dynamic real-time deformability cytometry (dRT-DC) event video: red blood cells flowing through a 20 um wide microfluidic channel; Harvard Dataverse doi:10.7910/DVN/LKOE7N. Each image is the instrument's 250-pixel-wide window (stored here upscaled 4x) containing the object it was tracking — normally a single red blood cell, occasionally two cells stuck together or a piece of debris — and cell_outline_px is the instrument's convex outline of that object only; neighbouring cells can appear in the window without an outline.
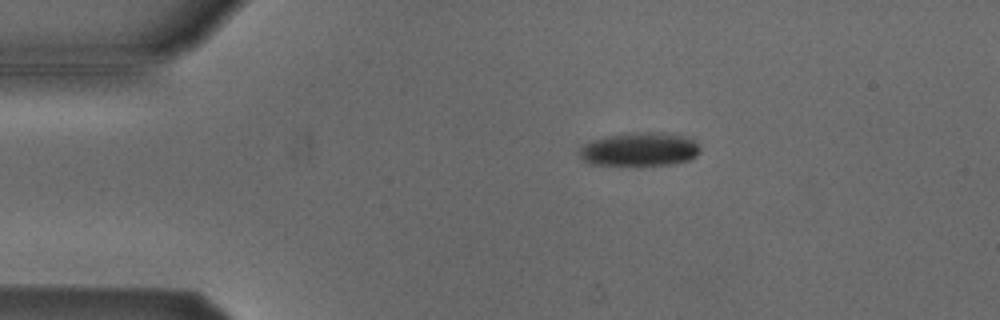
{"species": "Egyptian fruit bat (a non-hibernating species)", "species_latin": "Rousettus aegyptiacus", "temperature_condition": "cold", "stored_images_in_passage": 32, "camera_frame_rate_fps": 3000, "um_per_image_px": 0.085, "animal": {"sex": "male"}, "frame": {"image": 1, "passage_image": 3, "time_ms": 0.667, "image_size_px": [1000, 320], "cell_outline_px": [[700, 152], [696, 156], [688, 160], [676, 164], [636, 168], [588, 164], [576, 152], [584, 144], [592, 140], [608, 136], [632, 132], [648, 132], [684, 136], [696, 140], [700, 148]], "centroid_in_image_um": [54.34, 12.76], "position_along_channel_um": 30.7, "area_um2": 24.68}}
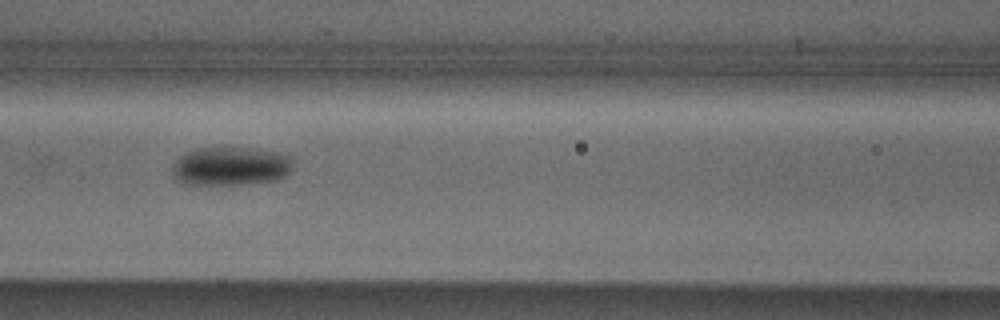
{"frame": {"image": 2, "passage_image": 16, "time_ms": 5.0, "image_size_px": [1000, 320], "cell_outline_px": [[292, 164], [288, 172], [284, 176], [276, 180], [240, 184], [184, 184], [176, 180], [172, 172], [172, 164], [180, 156], [196, 148], [224, 144], [252, 148], [276, 152], [288, 156], [292, 160]], "centroid_in_image_um": [19.54, 14.08], "position_along_channel_um": 147.1, "area_um2": 27.74}}
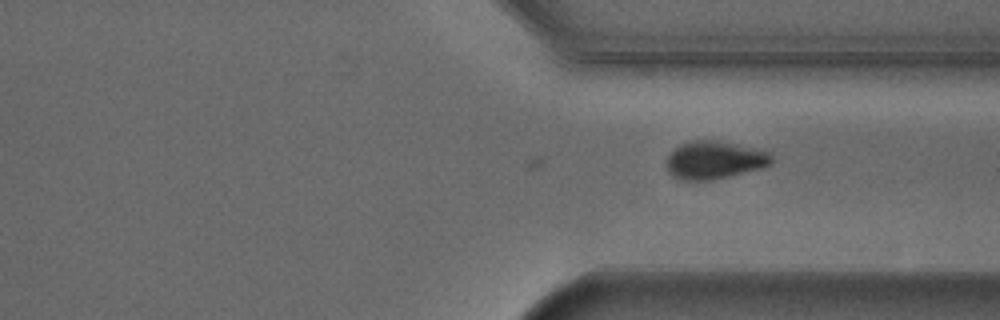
{"frame": {"image": 3, "passage_image": 32, "time_ms": 10.333, "image_size_px": [1000, 320], "cell_outline_px": [[772, 164], [764, 168], [712, 180], [680, 180], [672, 176], [668, 172], [668, 156], [680, 144], [688, 140], [716, 140], [736, 144], [768, 152], [772, 156]], "centroid_in_image_um": [60.73, 13.61], "position_along_channel_um": 350.7, "area_um2": 23.18}}